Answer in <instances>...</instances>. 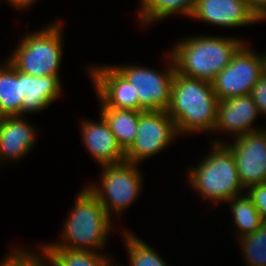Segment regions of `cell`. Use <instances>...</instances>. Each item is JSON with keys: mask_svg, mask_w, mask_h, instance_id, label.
Instances as JSON below:
<instances>
[{"mask_svg": "<svg viewBox=\"0 0 266 266\" xmlns=\"http://www.w3.org/2000/svg\"><path fill=\"white\" fill-rule=\"evenodd\" d=\"M218 103L211 82L175 72L166 112L178 134L214 131Z\"/></svg>", "mask_w": 266, "mask_h": 266, "instance_id": "obj_1", "label": "cell"}, {"mask_svg": "<svg viewBox=\"0 0 266 266\" xmlns=\"http://www.w3.org/2000/svg\"><path fill=\"white\" fill-rule=\"evenodd\" d=\"M61 25L54 23L39 32L26 34L9 62L31 76L58 75L62 58Z\"/></svg>", "mask_w": 266, "mask_h": 266, "instance_id": "obj_5", "label": "cell"}, {"mask_svg": "<svg viewBox=\"0 0 266 266\" xmlns=\"http://www.w3.org/2000/svg\"><path fill=\"white\" fill-rule=\"evenodd\" d=\"M266 20V10L264 13L259 17V21Z\"/></svg>", "mask_w": 266, "mask_h": 266, "instance_id": "obj_30", "label": "cell"}, {"mask_svg": "<svg viewBox=\"0 0 266 266\" xmlns=\"http://www.w3.org/2000/svg\"><path fill=\"white\" fill-rule=\"evenodd\" d=\"M247 190L246 193L252 199L261 218L266 221V183L251 185Z\"/></svg>", "mask_w": 266, "mask_h": 266, "instance_id": "obj_25", "label": "cell"}, {"mask_svg": "<svg viewBox=\"0 0 266 266\" xmlns=\"http://www.w3.org/2000/svg\"><path fill=\"white\" fill-rule=\"evenodd\" d=\"M82 138L88 152L100 165L119 164L125 160V151L110 130L105 118L100 114V121L83 120Z\"/></svg>", "mask_w": 266, "mask_h": 266, "instance_id": "obj_14", "label": "cell"}, {"mask_svg": "<svg viewBox=\"0 0 266 266\" xmlns=\"http://www.w3.org/2000/svg\"><path fill=\"white\" fill-rule=\"evenodd\" d=\"M233 142L226 146L234 155L244 188L266 183V130L247 133Z\"/></svg>", "mask_w": 266, "mask_h": 266, "instance_id": "obj_10", "label": "cell"}, {"mask_svg": "<svg viewBox=\"0 0 266 266\" xmlns=\"http://www.w3.org/2000/svg\"><path fill=\"white\" fill-rule=\"evenodd\" d=\"M124 236L131 266H168L146 242L130 232H124Z\"/></svg>", "mask_w": 266, "mask_h": 266, "instance_id": "obj_22", "label": "cell"}, {"mask_svg": "<svg viewBox=\"0 0 266 266\" xmlns=\"http://www.w3.org/2000/svg\"><path fill=\"white\" fill-rule=\"evenodd\" d=\"M12 6H15L17 9L19 8H28L35 2V0H8Z\"/></svg>", "mask_w": 266, "mask_h": 266, "instance_id": "obj_28", "label": "cell"}, {"mask_svg": "<svg viewBox=\"0 0 266 266\" xmlns=\"http://www.w3.org/2000/svg\"><path fill=\"white\" fill-rule=\"evenodd\" d=\"M247 266H266V221L252 234L240 238ZM246 256V257H245Z\"/></svg>", "mask_w": 266, "mask_h": 266, "instance_id": "obj_23", "label": "cell"}, {"mask_svg": "<svg viewBox=\"0 0 266 266\" xmlns=\"http://www.w3.org/2000/svg\"><path fill=\"white\" fill-rule=\"evenodd\" d=\"M40 250L52 266H113L109 256L63 247H42Z\"/></svg>", "mask_w": 266, "mask_h": 266, "instance_id": "obj_19", "label": "cell"}, {"mask_svg": "<svg viewBox=\"0 0 266 266\" xmlns=\"http://www.w3.org/2000/svg\"><path fill=\"white\" fill-rule=\"evenodd\" d=\"M24 73L9 61L0 67V102L7 116L22 115Z\"/></svg>", "mask_w": 266, "mask_h": 266, "instance_id": "obj_17", "label": "cell"}, {"mask_svg": "<svg viewBox=\"0 0 266 266\" xmlns=\"http://www.w3.org/2000/svg\"><path fill=\"white\" fill-rule=\"evenodd\" d=\"M137 166L127 161L101 166V187L92 184L86 187L103 205L110 218L114 212L119 216L139 195L142 176Z\"/></svg>", "mask_w": 266, "mask_h": 266, "instance_id": "obj_6", "label": "cell"}, {"mask_svg": "<svg viewBox=\"0 0 266 266\" xmlns=\"http://www.w3.org/2000/svg\"><path fill=\"white\" fill-rule=\"evenodd\" d=\"M259 18L266 10V0H244Z\"/></svg>", "mask_w": 266, "mask_h": 266, "instance_id": "obj_27", "label": "cell"}, {"mask_svg": "<svg viewBox=\"0 0 266 266\" xmlns=\"http://www.w3.org/2000/svg\"><path fill=\"white\" fill-rule=\"evenodd\" d=\"M89 69L101 107L139 111L138 94L114 66Z\"/></svg>", "mask_w": 266, "mask_h": 266, "instance_id": "obj_11", "label": "cell"}, {"mask_svg": "<svg viewBox=\"0 0 266 266\" xmlns=\"http://www.w3.org/2000/svg\"><path fill=\"white\" fill-rule=\"evenodd\" d=\"M100 109L119 145L126 151L135 140L141 111L112 107Z\"/></svg>", "mask_w": 266, "mask_h": 266, "instance_id": "obj_18", "label": "cell"}, {"mask_svg": "<svg viewBox=\"0 0 266 266\" xmlns=\"http://www.w3.org/2000/svg\"><path fill=\"white\" fill-rule=\"evenodd\" d=\"M140 5L141 22L148 25L153 21L165 19L176 12L185 17H191L196 0H141Z\"/></svg>", "mask_w": 266, "mask_h": 266, "instance_id": "obj_20", "label": "cell"}, {"mask_svg": "<svg viewBox=\"0 0 266 266\" xmlns=\"http://www.w3.org/2000/svg\"><path fill=\"white\" fill-rule=\"evenodd\" d=\"M8 257H6L1 263L0 266H48L49 262L46 258V255L40 252L39 254L34 255L35 253L26 252L25 250H19L15 248ZM42 256H45L42 258ZM48 262V264L46 263Z\"/></svg>", "mask_w": 266, "mask_h": 266, "instance_id": "obj_24", "label": "cell"}, {"mask_svg": "<svg viewBox=\"0 0 266 266\" xmlns=\"http://www.w3.org/2000/svg\"><path fill=\"white\" fill-rule=\"evenodd\" d=\"M7 115L4 113L1 102H0V121H2Z\"/></svg>", "mask_w": 266, "mask_h": 266, "instance_id": "obj_29", "label": "cell"}, {"mask_svg": "<svg viewBox=\"0 0 266 266\" xmlns=\"http://www.w3.org/2000/svg\"><path fill=\"white\" fill-rule=\"evenodd\" d=\"M136 133L125 151V160L134 164L166 149L178 135L174 120L163 110L141 112Z\"/></svg>", "mask_w": 266, "mask_h": 266, "instance_id": "obj_9", "label": "cell"}, {"mask_svg": "<svg viewBox=\"0 0 266 266\" xmlns=\"http://www.w3.org/2000/svg\"><path fill=\"white\" fill-rule=\"evenodd\" d=\"M36 130L22 115L7 116L0 121V159L18 160L35 145Z\"/></svg>", "mask_w": 266, "mask_h": 266, "instance_id": "obj_15", "label": "cell"}, {"mask_svg": "<svg viewBox=\"0 0 266 266\" xmlns=\"http://www.w3.org/2000/svg\"><path fill=\"white\" fill-rule=\"evenodd\" d=\"M169 66L163 72L135 66L114 67L132 85L135 94L139 98V111L163 110L166 111L170 104L171 87L176 72V67L169 54Z\"/></svg>", "mask_w": 266, "mask_h": 266, "instance_id": "obj_8", "label": "cell"}, {"mask_svg": "<svg viewBox=\"0 0 266 266\" xmlns=\"http://www.w3.org/2000/svg\"><path fill=\"white\" fill-rule=\"evenodd\" d=\"M60 92L58 75L39 77L24 73L25 96L22 102V115L44 110L60 97Z\"/></svg>", "mask_w": 266, "mask_h": 266, "instance_id": "obj_16", "label": "cell"}, {"mask_svg": "<svg viewBox=\"0 0 266 266\" xmlns=\"http://www.w3.org/2000/svg\"><path fill=\"white\" fill-rule=\"evenodd\" d=\"M228 202L231 205L234 223L240 233L239 238L254 233L265 222L248 195L236 196Z\"/></svg>", "mask_w": 266, "mask_h": 266, "instance_id": "obj_21", "label": "cell"}, {"mask_svg": "<svg viewBox=\"0 0 266 266\" xmlns=\"http://www.w3.org/2000/svg\"><path fill=\"white\" fill-rule=\"evenodd\" d=\"M72 208L62 233L65 241L60 244H44L42 247H63L70 250L93 252L101 250L112 228L111 218L103 205L84 187L78 193Z\"/></svg>", "mask_w": 266, "mask_h": 266, "instance_id": "obj_3", "label": "cell"}, {"mask_svg": "<svg viewBox=\"0 0 266 266\" xmlns=\"http://www.w3.org/2000/svg\"><path fill=\"white\" fill-rule=\"evenodd\" d=\"M258 114L250 94L221 100L218 103L214 130L233 132L236 137L260 131L252 127Z\"/></svg>", "mask_w": 266, "mask_h": 266, "instance_id": "obj_13", "label": "cell"}, {"mask_svg": "<svg viewBox=\"0 0 266 266\" xmlns=\"http://www.w3.org/2000/svg\"><path fill=\"white\" fill-rule=\"evenodd\" d=\"M191 18L229 28L259 22L244 0H196Z\"/></svg>", "mask_w": 266, "mask_h": 266, "instance_id": "obj_12", "label": "cell"}, {"mask_svg": "<svg viewBox=\"0 0 266 266\" xmlns=\"http://www.w3.org/2000/svg\"><path fill=\"white\" fill-rule=\"evenodd\" d=\"M265 70V53H254L243 44L233 55L230 64L214 77L211 85L219 101L249 95Z\"/></svg>", "mask_w": 266, "mask_h": 266, "instance_id": "obj_7", "label": "cell"}, {"mask_svg": "<svg viewBox=\"0 0 266 266\" xmlns=\"http://www.w3.org/2000/svg\"><path fill=\"white\" fill-rule=\"evenodd\" d=\"M260 114L266 115V70L250 93Z\"/></svg>", "mask_w": 266, "mask_h": 266, "instance_id": "obj_26", "label": "cell"}, {"mask_svg": "<svg viewBox=\"0 0 266 266\" xmlns=\"http://www.w3.org/2000/svg\"><path fill=\"white\" fill-rule=\"evenodd\" d=\"M184 40L171 51L176 72L209 82L230 64L233 55L244 44L233 37L195 36Z\"/></svg>", "mask_w": 266, "mask_h": 266, "instance_id": "obj_2", "label": "cell"}, {"mask_svg": "<svg viewBox=\"0 0 266 266\" xmlns=\"http://www.w3.org/2000/svg\"><path fill=\"white\" fill-rule=\"evenodd\" d=\"M212 148L196 168L188 171V179L202 197L218 204L239 196L244 186L239 178L234 155L226 144L214 141Z\"/></svg>", "mask_w": 266, "mask_h": 266, "instance_id": "obj_4", "label": "cell"}]
</instances>
